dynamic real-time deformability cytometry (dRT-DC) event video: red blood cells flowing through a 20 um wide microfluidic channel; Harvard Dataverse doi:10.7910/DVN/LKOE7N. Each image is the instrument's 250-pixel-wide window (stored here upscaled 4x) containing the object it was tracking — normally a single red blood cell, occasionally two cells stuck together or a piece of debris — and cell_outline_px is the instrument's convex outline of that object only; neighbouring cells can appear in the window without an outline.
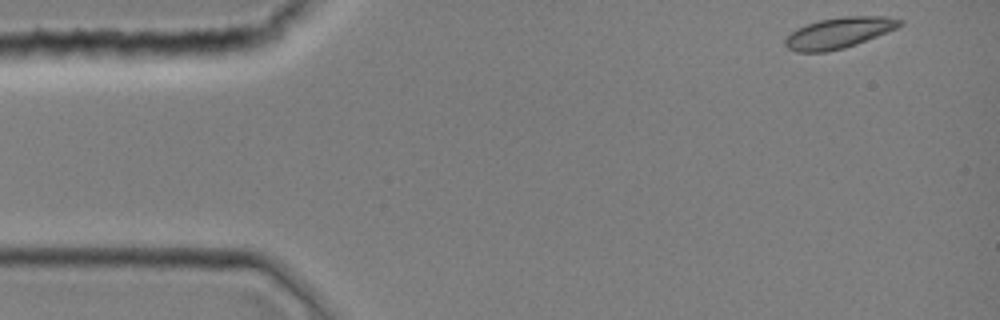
{"species": "common noctule bat (a hibernating species)", "species_latin": "Nyctalus noctula", "temperature_condition": "room temperature", "stored_images_in_passage": 40, "camera_frame_rate_fps": 3000, "um_per_image_px": 0.085, "animal": {"sex": "female", "body_mass_g": 19.0, "forearm_length_mm": 51.5}, "frame": {"image": 1, "passage_image": 1, "time_ms": 0.0, "image_size_px": [1000, 320], "cell_outline_px": [[904, 24], [896, 28], [856, 44], [844, 48], [824, 52], [796, 52], [788, 48], [784, 44], [784, 40], [796, 28], [820, 20], [844, 16], [888, 16], [904, 20]], "centroid_in_image_um": [71.32, 2.78], "position_along_channel_um": 13.7, "area_um2": 20.46}}
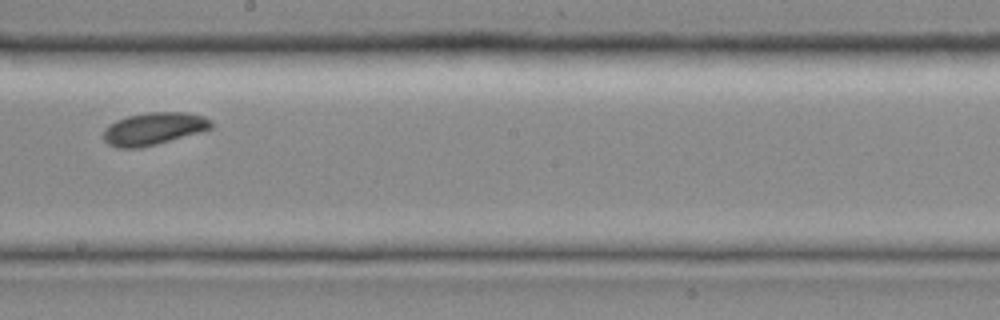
{"frame": {"image": 2, "passage_image": 23, "time_ms": 7.333, "image_size_px": [1000, 320], "cell_outline_px": [[212, 128], [200, 132], [156, 144], [140, 148], [116, 148], [108, 144], [104, 140], [104, 128], [108, 124], [116, 120], [128, 116], [148, 112], [188, 112], [204, 116], [212, 120]], "centroid_in_image_um": [13.06, 10.93], "position_along_channel_um": 235.1, "area_um2": 20.46}}
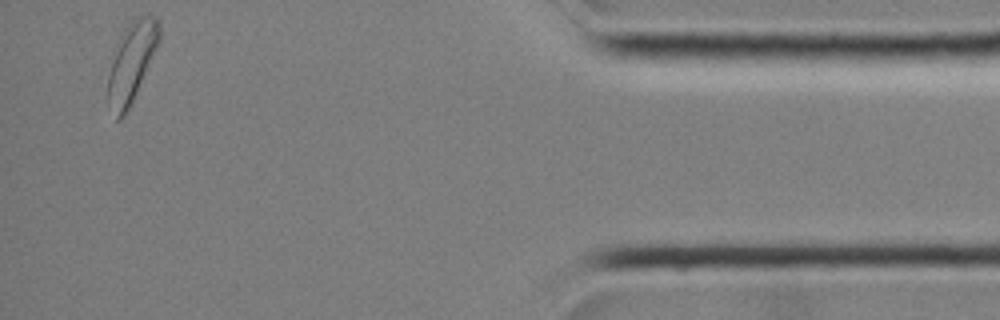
{"frame": {"image": 3, "passage_image": 40, "time_ms": 13.0, "image_size_px": [1000, 320], "cell_outline_px": [[160, 40], [136, 92], [124, 116], [120, 120], [116, 120], [108, 96], [108, 76], [120, 36], [124, 28], [136, 16], [152, 16], [160, 20]], "centroid_in_image_um": [11.21, 5.22], "position_along_channel_um": 424.0, "area_um2": 23.0}}